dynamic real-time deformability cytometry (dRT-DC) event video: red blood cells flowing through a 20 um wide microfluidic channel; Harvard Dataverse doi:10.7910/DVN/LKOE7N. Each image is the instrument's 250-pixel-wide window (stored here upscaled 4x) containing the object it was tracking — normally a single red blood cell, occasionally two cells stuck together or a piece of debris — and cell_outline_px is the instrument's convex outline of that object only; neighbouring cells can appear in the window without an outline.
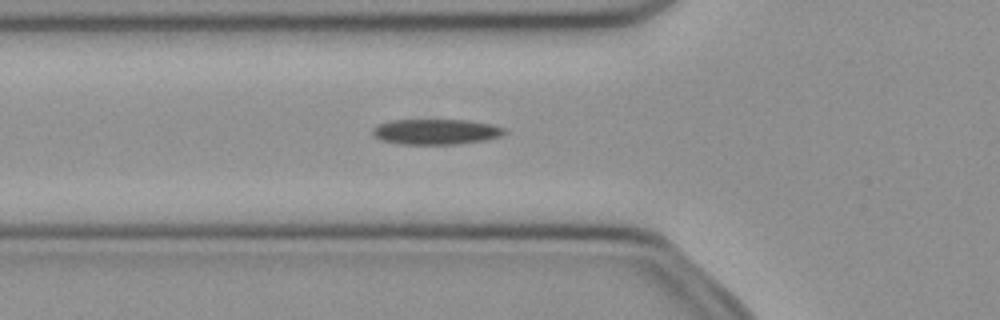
{"species": "common noctule bat (a hibernating species)", "species_latin": "Nyctalus noctula", "temperature_condition": "cold", "stored_images_in_passage": 35, "camera_frame_rate_fps": 3000, "um_per_image_px": 0.085, "animal": {"sex": "female", "body_mass_g": 21.9}, "frame": {"image": 1, "passage_image": 2, "time_ms": 0.333, "image_size_px": [1000, 320], "cell_outline_px": [[508, 132], [500, 136], [484, 140], [452, 144], [400, 144], [380, 140], [372, 132], [372, 128], [380, 124], [392, 120], [464, 120], [492, 124], [504, 128]], "centroid_in_image_um": [37.05, 11.19], "position_along_channel_um": 88.7, "area_um2": 19.36}}
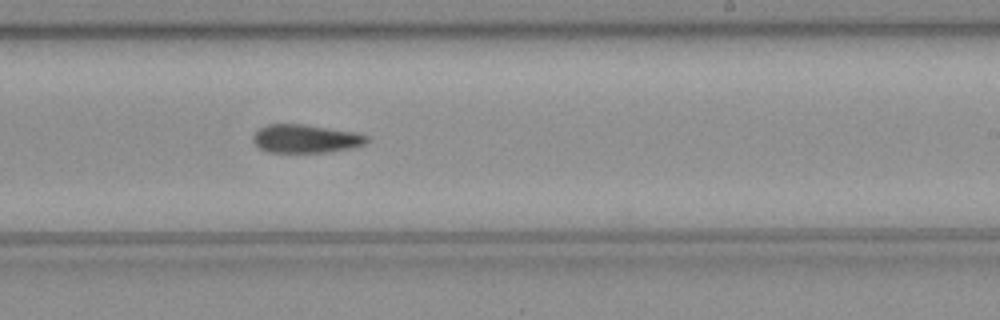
{"frame": {"image": 2, "passage_image": 15, "time_ms": 4.667, "image_size_px": [1000, 320], "cell_outline_px": [[368, 140], [364, 144], [352, 148], [328, 152], [268, 152], [260, 148], [252, 140], [252, 136], [260, 128], [268, 124], [304, 124], [356, 132], [368, 136]], "centroid_in_image_um": [25.99, 11.78], "position_along_channel_um": 263.0, "area_um2": 18.79}}
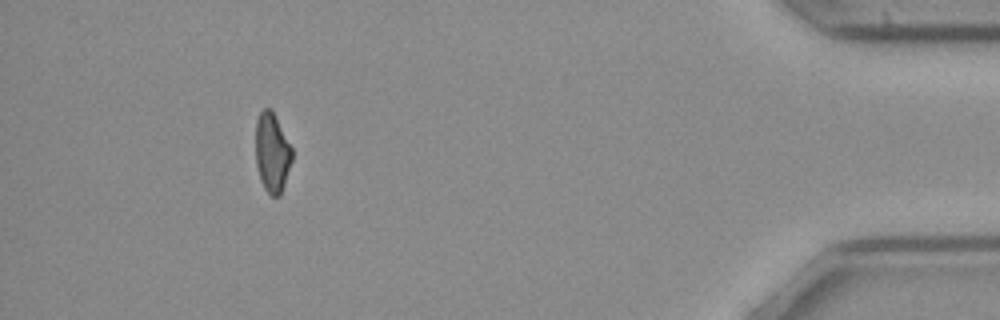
{"frame": {"image": 3, "passage_image": 31, "time_ms": 10.0, "image_size_px": [1000, 320], "cell_outline_px": [[292, 160], [280, 196], [272, 196], [264, 188], [260, 180], [256, 164], [256, 120], [260, 112], [264, 108], [272, 108], [292, 148]], "centroid_in_image_um": [23.12, 12.95], "position_along_channel_um": 412.1, "area_um2": 16.88}}